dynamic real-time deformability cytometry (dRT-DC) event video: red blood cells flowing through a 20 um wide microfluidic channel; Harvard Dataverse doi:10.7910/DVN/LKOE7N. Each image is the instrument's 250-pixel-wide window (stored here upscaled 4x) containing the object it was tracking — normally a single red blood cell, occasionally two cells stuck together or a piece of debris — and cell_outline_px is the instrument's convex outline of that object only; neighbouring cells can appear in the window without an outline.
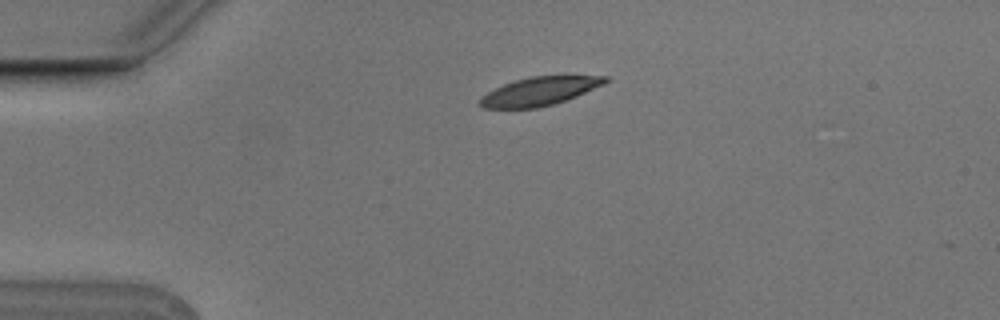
{"species": "Egyptian fruit bat (a non-hibernating species)", "species_latin": "Rousettus aegyptiacus", "temperature_condition": "cold", "stored_images_in_passage": 2, "camera_frame_rate_fps": 3000, "um_per_image_px": 0.085, "animal": {"sex": "male"}, "frame": {"image": 1, "passage_image": 1, "time_ms": 0.0, "image_size_px": [1000, 320], "cell_outline_px": [[612, 80], [604, 84], [576, 96], [552, 104], [536, 108], [484, 108], [480, 104], [480, 96], [504, 84], [516, 80], [532, 76], [564, 72], [608, 76]], "centroid_in_image_um": [46.0, 7.68], "position_along_channel_um": 39.0, "area_um2": 21.56}}